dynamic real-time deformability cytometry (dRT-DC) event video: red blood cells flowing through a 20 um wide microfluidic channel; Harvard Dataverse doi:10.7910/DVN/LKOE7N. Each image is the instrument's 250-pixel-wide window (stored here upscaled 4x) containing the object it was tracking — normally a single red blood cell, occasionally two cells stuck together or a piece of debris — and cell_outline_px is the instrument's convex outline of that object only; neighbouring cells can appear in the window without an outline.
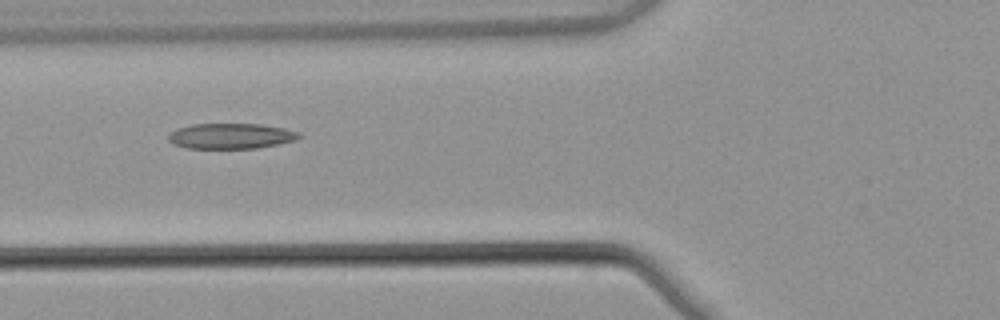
{"species": "common noctule bat (a hibernating species)", "species_latin": "Nyctalus noctula", "temperature_condition": "warm", "stored_images_in_passage": 3, "camera_frame_rate_fps": 3000, "um_per_image_px": 0.085, "animal": {"sex": "male", "body_mass_g": 21.5, "forearm_length_mm": 52.0}, "frame": {"image": 1, "passage_image": 2, "time_ms": 0.333, "image_size_px": [1000, 320], "cell_outline_px": [[304, 136], [296, 140], [256, 148], [188, 148], [172, 144], [168, 140], [168, 136], [176, 128], [192, 124], [260, 124], [284, 128], [300, 132]], "centroid_in_image_um": [19.64, 11.56], "position_along_channel_um": 106.2, "area_um2": 19.42}}
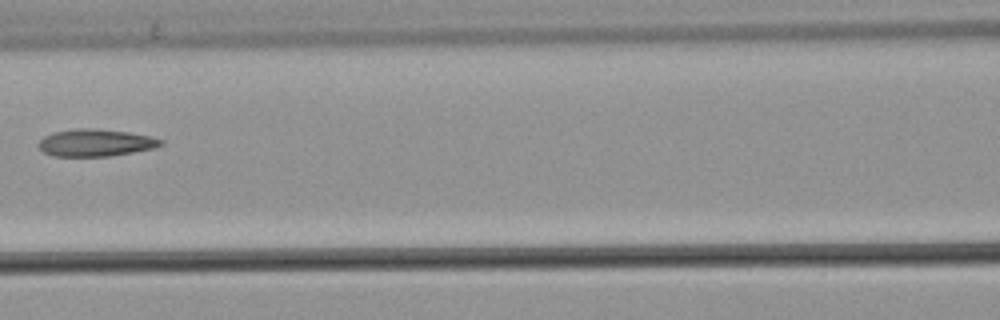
{"frame": {"image": 2, "passage_image": 3, "time_ms": 0.667, "image_size_px": [1000, 320], "cell_outline_px": [[164, 144], [152, 148], [112, 156], [52, 156], [44, 152], [36, 144], [44, 136], [56, 132], [76, 128], [96, 128], [128, 132], [148, 136], [164, 140]], "centroid_in_image_um": [8.11, 12.13], "position_along_channel_um": 158.5, "area_um2": 19.31}}